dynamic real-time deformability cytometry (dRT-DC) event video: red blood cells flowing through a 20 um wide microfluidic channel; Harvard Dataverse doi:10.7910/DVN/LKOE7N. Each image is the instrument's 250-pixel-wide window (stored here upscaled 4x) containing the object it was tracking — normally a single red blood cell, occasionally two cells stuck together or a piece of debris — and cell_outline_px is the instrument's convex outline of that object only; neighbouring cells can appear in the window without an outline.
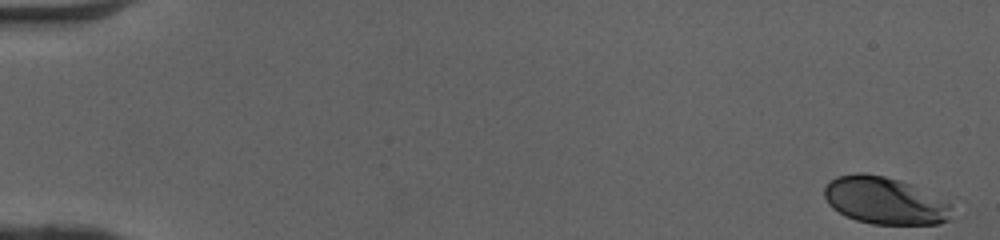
{"species": "human", "species_latin": "Homo sapiens", "temperature_condition": "cold", "stored_images_in_passage": 51, "camera_frame_rate_fps": 3000, "um_per_image_px": 0.085, "donor": {"sex": "female"}, "frame": {"image": 1, "passage_image": 1, "time_ms": 0.0, "image_size_px": [1000, 240], "cell_outline_px": [[948, 220], [940, 224], [872, 224], [856, 220], [832, 208], [828, 204], [824, 196], [824, 188], [828, 180], [836, 176], [856, 172], [864, 172], [884, 176], [912, 184], [948, 204]], "centroid_in_image_um": [75.09, 17.03], "position_along_channel_um": 9.9, "area_um2": 34.68}}
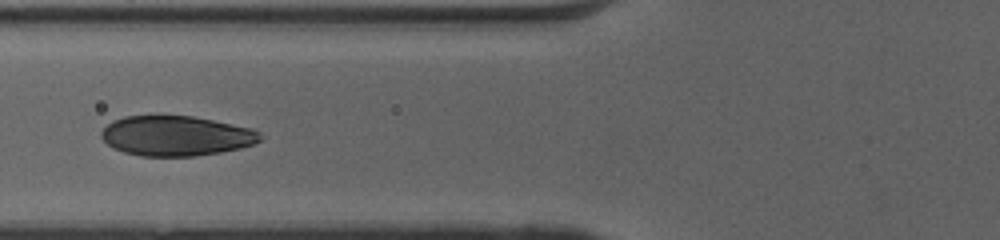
{"frame": {"image": 2, "passage_image": 21, "time_ms": 6.667, "image_size_px": [1000, 240], "cell_outline_px": [[264, 136], [260, 140], [252, 144], [240, 148], [220, 152], [196, 156], [140, 156], [124, 152], [112, 148], [100, 136], [100, 132], [112, 120], [124, 116], [156, 112], [192, 116], [252, 128], [260, 132]], "centroid_in_image_um": [14.91, 11.5], "position_along_channel_um": 110.9, "area_um2": 38.03}}
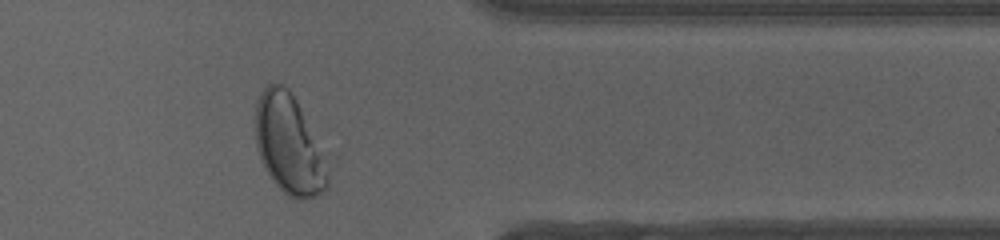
{"frame": {"image": 3, "passage_image": 42, "time_ms": 13.667, "image_size_px": [1000, 240], "cell_outline_px": [[328, 188], [316, 196], [300, 200], [296, 200], [288, 196], [272, 180], [264, 168], [260, 160], [256, 148], [256, 100], [260, 92], [268, 84], [284, 84], [288, 88], [296, 100], [328, 152]], "centroid_in_image_um": [24.62, 12.3], "position_along_channel_um": 386.8, "area_um2": 43.12}, "authors_computed_cell_mechanics": {"area_um2": 38.2636, "velocity_mm_per_s": 4.0713, "shape_relaxation_time_tau1_ms": 2.7297, "shape_relaxation_time_tau2_ms": null, "deformation_change_tau1": 0.1592, "deformation_change_tau2": null}}